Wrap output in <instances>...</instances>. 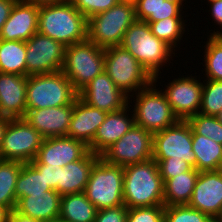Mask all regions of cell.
Segmentation results:
<instances>
[{
    "label": "cell",
    "instance_id": "6da1fadb",
    "mask_svg": "<svg viewBox=\"0 0 222 222\" xmlns=\"http://www.w3.org/2000/svg\"><path fill=\"white\" fill-rule=\"evenodd\" d=\"M38 33L65 47L87 40V18L66 0L39 6Z\"/></svg>",
    "mask_w": 222,
    "mask_h": 222
},
{
    "label": "cell",
    "instance_id": "7a4b0ae2",
    "mask_svg": "<svg viewBox=\"0 0 222 222\" xmlns=\"http://www.w3.org/2000/svg\"><path fill=\"white\" fill-rule=\"evenodd\" d=\"M123 169V200L128 209L164 205V182L153 158Z\"/></svg>",
    "mask_w": 222,
    "mask_h": 222
},
{
    "label": "cell",
    "instance_id": "3957f363",
    "mask_svg": "<svg viewBox=\"0 0 222 222\" xmlns=\"http://www.w3.org/2000/svg\"><path fill=\"white\" fill-rule=\"evenodd\" d=\"M120 46L148 71L154 83L160 78L158 76L162 73V66H166L164 64L169 63L172 54H175L170 46L151 33L148 23L139 20L125 31Z\"/></svg>",
    "mask_w": 222,
    "mask_h": 222
},
{
    "label": "cell",
    "instance_id": "277c9868",
    "mask_svg": "<svg viewBox=\"0 0 222 222\" xmlns=\"http://www.w3.org/2000/svg\"><path fill=\"white\" fill-rule=\"evenodd\" d=\"M133 0H121L112 8L87 19V40L98 47L119 46L125 31L136 21Z\"/></svg>",
    "mask_w": 222,
    "mask_h": 222
},
{
    "label": "cell",
    "instance_id": "5b68a950",
    "mask_svg": "<svg viewBox=\"0 0 222 222\" xmlns=\"http://www.w3.org/2000/svg\"><path fill=\"white\" fill-rule=\"evenodd\" d=\"M78 96L62 71L27 76V110L74 104Z\"/></svg>",
    "mask_w": 222,
    "mask_h": 222
},
{
    "label": "cell",
    "instance_id": "8992f818",
    "mask_svg": "<svg viewBox=\"0 0 222 222\" xmlns=\"http://www.w3.org/2000/svg\"><path fill=\"white\" fill-rule=\"evenodd\" d=\"M104 71L125 95L133 96L153 82V77L126 49L111 46L104 49ZM132 92V93H131ZM132 95H129V94Z\"/></svg>",
    "mask_w": 222,
    "mask_h": 222
},
{
    "label": "cell",
    "instance_id": "52a82bcc",
    "mask_svg": "<svg viewBox=\"0 0 222 222\" xmlns=\"http://www.w3.org/2000/svg\"><path fill=\"white\" fill-rule=\"evenodd\" d=\"M104 48L89 40L65 48L62 72L79 93L91 80L104 71Z\"/></svg>",
    "mask_w": 222,
    "mask_h": 222
},
{
    "label": "cell",
    "instance_id": "ba28073f",
    "mask_svg": "<svg viewBox=\"0 0 222 222\" xmlns=\"http://www.w3.org/2000/svg\"><path fill=\"white\" fill-rule=\"evenodd\" d=\"M123 178V167L99 157L92 167L84 193L97 210L124 205Z\"/></svg>",
    "mask_w": 222,
    "mask_h": 222
},
{
    "label": "cell",
    "instance_id": "9c48e42d",
    "mask_svg": "<svg viewBox=\"0 0 222 222\" xmlns=\"http://www.w3.org/2000/svg\"><path fill=\"white\" fill-rule=\"evenodd\" d=\"M155 88L156 83L152 82L146 88L135 93L134 110L131 112H134L135 124L152 134L160 132L179 121L162 90Z\"/></svg>",
    "mask_w": 222,
    "mask_h": 222
},
{
    "label": "cell",
    "instance_id": "30bf717a",
    "mask_svg": "<svg viewBox=\"0 0 222 222\" xmlns=\"http://www.w3.org/2000/svg\"><path fill=\"white\" fill-rule=\"evenodd\" d=\"M153 134L136 124L100 157L107 163L121 167L152 159Z\"/></svg>",
    "mask_w": 222,
    "mask_h": 222
},
{
    "label": "cell",
    "instance_id": "8fae6325",
    "mask_svg": "<svg viewBox=\"0 0 222 222\" xmlns=\"http://www.w3.org/2000/svg\"><path fill=\"white\" fill-rule=\"evenodd\" d=\"M43 137L24 118L10 119L0 148V159L30 163Z\"/></svg>",
    "mask_w": 222,
    "mask_h": 222
},
{
    "label": "cell",
    "instance_id": "7c38bea8",
    "mask_svg": "<svg viewBox=\"0 0 222 222\" xmlns=\"http://www.w3.org/2000/svg\"><path fill=\"white\" fill-rule=\"evenodd\" d=\"M184 160L195 168V155L192 151V129L187 120H179L176 124L153 134L154 160L167 158Z\"/></svg>",
    "mask_w": 222,
    "mask_h": 222
},
{
    "label": "cell",
    "instance_id": "4fadbf2b",
    "mask_svg": "<svg viewBox=\"0 0 222 222\" xmlns=\"http://www.w3.org/2000/svg\"><path fill=\"white\" fill-rule=\"evenodd\" d=\"M65 48L62 43L35 33L26 41V76L61 71Z\"/></svg>",
    "mask_w": 222,
    "mask_h": 222
},
{
    "label": "cell",
    "instance_id": "5bb4252c",
    "mask_svg": "<svg viewBox=\"0 0 222 222\" xmlns=\"http://www.w3.org/2000/svg\"><path fill=\"white\" fill-rule=\"evenodd\" d=\"M166 88L163 93L179 120H187L199 112L203 83L195 76L175 78Z\"/></svg>",
    "mask_w": 222,
    "mask_h": 222
},
{
    "label": "cell",
    "instance_id": "9a60e30c",
    "mask_svg": "<svg viewBox=\"0 0 222 222\" xmlns=\"http://www.w3.org/2000/svg\"><path fill=\"white\" fill-rule=\"evenodd\" d=\"M78 95L86 104L107 113L122 110L131 102L105 71L91 80Z\"/></svg>",
    "mask_w": 222,
    "mask_h": 222
},
{
    "label": "cell",
    "instance_id": "2e32d148",
    "mask_svg": "<svg viewBox=\"0 0 222 222\" xmlns=\"http://www.w3.org/2000/svg\"><path fill=\"white\" fill-rule=\"evenodd\" d=\"M89 151L82 141L69 136L44 138L36 158L30 164H45L63 168L81 159Z\"/></svg>",
    "mask_w": 222,
    "mask_h": 222
},
{
    "label": "cell",
    "instance_id": "e0dca14e",
    "mask_svg": "<svg viewBox=\"0 0 222 222\" xmlns=\"http://www.w3.org/2000/svg\"><path fill=\"white\" fill-rule=\"evenodd\" d=\"M222 205V169L202 171L196 179L188 206L206 213L213 219Z\"/></svg>",
    "mask_w": 222,
    "mask_h": 222
},
{
    "label": "cell",
    "instance_id": "ac0fdd59",
    "mask_svg": "<svg viewBox=\"0 0 222 222\" xmlns=\"http://www.w3.org/2000/svg\"><path fill=\"white\" fill-rule=\"evenodd\" d=\"M39 6L18 0L4 23L0 39L5 41H28L38 31Z\"/></svg>",
    "mask_w": 222,
    "mask_h": 222
},
{
    "label": "cell",
    "instance_id": "d6986e66",
    "mask_svg": "<svg viewBox=\"0 0 222 222\" xmlns=\"http://www.w3.org/2000/svg\"><path fill=\"white\" fill-rule=\"evenodd\" d=\"M73 104L35 110H26L24 119L43 138L67 136Z\"/></svg>",
    "mask_w": 222,
    "mask_h": 222
},
{
    "label": "cell",
    "instance_id": "ffe728a7",
    "mask_svg": "<svg viewBox=\"0 0 222 222\" xmlns=\"http://www.w3.org/2000/svg\"><path fill=\"white\" fill-rule=\"evenodd\" d=\"M27 76L0 73V115L11 119L26 115Z\"/></svg>",
    "mask_w": 222,
    "mask_h": 222
},
{
    "label": "cell",
    "instance_id": "44dd1931",
    "mask_svg": "<svg viewBox=\"0 0 222 222\" xmlns=\"http://www.w3.org/2000/svg\"><path fill=\"white\" fill-rule=\"evenodd\" d=\"M129 111L130 108L127 105L122 110L107 113L104 122L97 128L94 139L88 146L92 153L100 156L133 127L134 114L129 117Z\"/></svg>",
    "mask_w": 222,
    "mask_h": 222
},
{
    "label": "cell",
    "instance_id": "7402d4cb",
    "mask_svg": "<svg viewBox=\"0 0 222 222\" xmlns=\"http://www.w3.org/2000/svg\"><path fill=\"white\" fill-rule=\"evenodd\" d=\"M107 112L86 104L79 96L74 101L67 136L89 146L97 128L104 122Z\"/></svg>",
    "mask_w": 222,
    "mask_h": 222
},
{
    "label": "cell",
    "instance_id": "603a6c76",
    "mask_svg": "<svg viewBox=\"0 0 222 222\" xmlns=\"http://www.w3.org/2000/svg\"><path fill=\"white\" fill-rule=\"evenodd\" d=\"M99 157L89 150L81 159L70 162L61 168L57 192L61 196L84 192L92 167Z\"/></svg>",
    "mask_w": 222,
    "mask_h": 222
},
{
    "label": "cell",
    "instance_id": "cb8c5ba5",
    "mask_svg": "<svg viewBox=\"0 0 222 222\" xmlns=\"http://www.w3.org/2000/svg\"><path fill=\"white\" fill-rule=\"evenodd\" d=\"M61 195L55 190L22 197L16 205V210L34 219L51 222L59 218Z\"/></svg>",
    "mask_w": 222,
    "mask_h": 222
},
{
    "label": "cell",
    "instance_id": "d4e9b609",
    "mask_svg": "<svg viewBox=\"0 0 222 222\" xmlns=\"http://www.w3.org/2000/svg\"><path fill=\"white\" fill-rule=\"evenodd\" d=\"M136 19L146 23L156 22L181 15L184 0H133Z\"/></svg>",
    "mask_w": 222,
    "mask_h": 222
},
{
    "label": "cell",
    "instance_id": "484cf974",
    "mask_svg": "<svg viewBox=\"0 0 222 222\" xmlns=\"http://www.w3.org/2000/svg\"><path fill=\"white\" fill-rule=\"evenodd\" d=\"M192 151L195 155V169L217 171L222 169V145L209 137L192 134Z\"/></svg>",
    "mask_w": 222,
    "mask_h": 222
},
{
    "label": "cell",
    "instance_id": "4316f807",
    "mask_svg": "<svg viewBox=\"0 0 222 222\" xmlns=\"http://www.w3.org/2000/svg\"><path fill=\"white\" fill-rule=\"evenodd\" d=\"M199 171L192 168L164 182V205H188Z\"/></svg>",
    "mask_w": 222,
    "mask_h": 222
},
{
    "label": "cell",
    "instance_id": "83f0119b",
    "mask_svg": "<svg viewBox=\"0 0 222 222\" xmlns=\"http://www.w3.org/2000/svg\"><path fill=\"white\" fill-rule=\"evenodd\" d=\"M97 208L84 192L61 197L59 219L65 222H94Z\"/></svg>",
    "mask_w": 222,
    "mask_h": 222
},
{
    "label": "cell",
    "instance_id": "f1b7e54d",
    "mask_svg": "<svg viewBox=\"0 0 222 222\" xmlns=\"http://www.w3.org/2000/svg\"><path fill=\"white\" fill-rule=\"evenodd\" d=\"M0 73L26 76V42L0 39Z\"/></svg>",
    "mask_w": 222,
    "mask_h": 222
},
{
    "label": "cell",
    "instance_id": "f546056e",
    "mask_svg": "<svg viewBox=\"0 0 222 222\" xmlns=\"http://www.w3.org/2000/svg\"><path fill=\"white\" fill-rule=\"evenodd\" d=\"M23 163L0 159V205L11 212L16 208L15 187Z\"/></svg>",
    "mask_w": 222,
    "mask_h": 222
},
{
    "label": "cell",
    "instance_id": "4dcf8cb0",
    "mask_svg": "<svg viewBox=\"0 0 222 222\" xmlns=\"http://www.w3.org/2000/svg\"><path fill=\"white\" fill-rule=\"evenodd\" d=\"M51 190L40 174L30 163H23L21 171L17 177L15 194L17 202L22 197L32 194L42 193Z\"/></svg>",
    "mask_w": 222,
    "mask_h": 222
},
{
    "label": "cell",
    "instance_id": "1f68e13d",
    "mask_svg": "<svg viewBox=\"0 0 222 222\" xmlns=\"http://www.w3.org/2000/svg\"><path fill=\"white\" fill-rule=\"evenodd\" d=\"M185 20L182 17H170L148 23L151 33L162 40L174 51L185 33Z\"/></svg>",
    "mask_w": 222,
    "mask_h": 222
},
{
    "label": "cell",
    "instance_id": "d6a6232c",
    "mask_svg": "<svg viewBox=\"0 0 222 222\" xmlns=\"http://www.w3.org/2000/svg\"><path fill=\"white\" fill-rule=\"evenodd\" d=\"M206 42L204 62L206 79L222 81V36H211Z\"/></svg>",
    "mask_w": 222,
    "mask_h": 222
},
{
    "label": "cell",
    "instance_id": "836d02e7",
    "mask_svg": "<svg viewBox=\"0 0 222 222\" xmlns=\"http://www.w3.org/2000/svg\"><path fill=\"white\" fill-rule=\"evenodd\" d=\"M198 113L216 116L222 111V81L204 80Z\"/></svg>",
    "mask_w": 222,
    "mask_h": 222
},
{
    "label": "cell",
    "instance_id": "e575fe53",
    "mask_svg": "<svg viewBox=\"0 0 222 222\" xmlns=\"http://www.w3.org/2000/svg\"><path fill=\"white\" fill-rule=\"evenodd\" d=\"M191 126L192 134H199L209 137L213 141L222 145V123L216 116L197 113L187 119Z\"/></svg>",
    "mask_w": 222,
    "mask_h": 222
},
{
    "label": "cell",
    "instance_id": "d590c367",
    "mask_svg": "<svg viewBox=\"0 0 222 222\" xmlns=\"http://www.w3.org/2000/svg\"><path fill=\"white\" fill-rule=\"evenodd\" d=\"M164 222H214V219L188 205H174L165 206Z\"/></svg>",
    "mask_w": 222,
    "mask_h": 222
},
{
    "label": "cell",
    "instance_id": "8d00e7d4",
    "mask_svg": "<svg viewBox=\"0 0 222 222\" xmlns=\"http://www.w3.org/2000/svg\"><path fill=\"white\" fill-rule=\"evenodd\" d=\"M165 205L128 209L127 222H164Z\"/></svg>",
    "mask_w": 222,
    "mask_h": 222
},
{
    "label": "cell",
    "instance_id": "74e56055",
    "mask_svg": "<svg viewBox=\"0 0 222 222\" xmlns=\"http://www.w3.org/2000/svg\"><path fill=\"white\" fill-rule=\"evenodd\" d=\"M75 8L87 19L97 13L106 11L121 0H70Z\"/></svg>",
    "mask_w": 222,
    "mask_h": 222
},
{
    "label": "cell",
    "instance_id": "f35d334b",
    "mask_svg": "<svg viewBox=\"0 0 222 222\" xmlns=\"http://www.w3.org/2000/svg\"><path fill=\"white\" fill-rule=\"evenodd\" d=\"M155 161L158 164L160 176L163 179V182H165L167 179L175 177L177 174L190 171L193 168L184 160L173 159V157Z\"/></svg>",
    "mask_w": 222,
    "mask_h": 222
},
{
    "label": "cell",
    "instance_id": "ab89813d",
    "mask_svg": "<svg viewBox=\"0 0 222 222\" xmlns=\"http://www.w3.org/2000/svg\"><path fill=\"white\" fill-rule=\"evenodd\" d=\"M128 208L125 205L97 210L94 222H127Z\"/></svg>",
    "mask_w": 222,
    "mask_h": 222
},
{
    "label": "cell",
    "instance_id": "60d3db41",
    "mask_svg": "<svg viewBox=\"0 0 222 222\" xmlns=\"http://www.w3.org/2000/svg\"><path fill=\"white\" fill-rule=\"evenodd\" d=\"M40 174L43 175L48 186L57 192V184L60 182L61 167L45 164H31Z\"/></svg>",
    "mask_w": 222,
    "mask_h": 222
},
{
    "label": "cell",
    "instance_id": "b9f144b4",
    "mask_svg": "<svg viewBox=\"0 0 222 222\" xmlns=\"http://www.w3.org/2000/svg\"><path fill=\"white\" fill-rule=\"evenodd\" d=\"M210 12H211V16L214 19V23L216 22L217 25H220L222 28V0H216V1H212L210 2ZM211 36H222V31H213L212 33H210Z\"/></svg>",
    "mask_w": 222,
    "mask_h": 222
},
{
    "label": "cell",
    "instance_id": "7bdbcfd3",
    "mask_svg": "<svg viewBox=\"0 0 222 222\" xmlns=\"http://www.w3.org/2000/svg\"><path fill=\"white\" fill-rule=\"evenodd\" d=\"M18 0H0V33L4 23L7 21L10 16L11 10L14 4Z\"/></svg>",
    "mask_w": 222,
    "mask_h": 222
},
{
    "label": "cell",
    "instance_id": "ee69618b",
    "mask_svg": "<svg viewBox=\"0 0 222 222\" xmlns=\"http://www.w3.org/2000/svg\"><path fill=\"white\" fill-rule=\"evenodd\" d=\"M8 222H46V221L31 218L22 213H19L16 209H14L10 213Z\"/></svg>",
    "mask_w": 222,
    "mask_h": 222
},
{
    "label": "cell",
    "instance_id": "f6af8a7d",
    "mask_svg": "<svg viewBox=\"0 0 222 222\" xmlns=\"http://www.w3.org/2000/svg\"><path fill=\"white\" fill-rule=\"evenodd\" d=\"M10 119H11L10 117L0 115V148H1L3 137H4V134L9 124Z\"/></svg>",
    "mask_w": 222,
    "mask_h": 222
},
{
    "label": "cell",
    "instance_id": "bcb514c9",
    "mask_svg": "<svg viewBox=\"0 0 222 222\" xmlns=\"http://www.w3.org/2000/svg\"><path fill=\"white\" fill-rule=\"evenodd\" d=\"M28 3H32L38 6H42V5H48V4H57V3H61L64 2L66 0H25Z\"/></svg>",
    "mask_w": 222,
    "mask_h": 222
},
{
    "label": "cell",
    "instance_id": "7dc6e473",
    "mask_svg": "<svg viewBox=\"0 0 222 222\" xmlns=\"http://www.w3.org/2000/svg\"><path fill=\"white\" fill-rule=\"evenodd\" d=\"M11 211L0 205V222H8Z\"/></svg>",
    "mask_w": 222,
    "mask_h": 222
},
{
    "label": "cell",
    "instance_id": "c3c4849f",
    "mask_svg": "<svg viewBox=\"0 0 222 222\" xmlns=\"http://www.w3.org/2000/svg\"><path fill=\"white\" fill-rule=\"evenodd\" d=\"M214 222H222V205L220 208L219 213L217 214V216L214 218Z\"/></svg>",
    "mask_w": 222,
    "mask_h": 222
},
{
    "label": "cell",
    "instance_id": "681fc988",
    "mask_svg": "<svg viewBox=\"0 0 222 222\" xmlns=\"http://www.w3.org/2000/svg\"><path fill=\"white\" fill-rule=\"evenodd\" d=\"M216 117L222 123V111Z\"/></svg>",
    "mask_w": 222,
    "mask_h": 222
},
{
    "label": "cell",
    "instance_id": "f907efd6",
    "mask_svg": "<svg viewBox=\"0 0 222 222\" xmlns=\"http://www.w3.org/2000/svg\"><path fill=\"white\" fill-rule=\"evenodd\" d=\"M51 222H65V221H63V220H61V219H55V220H53V221H51Z\"/></svg>",
    "mask_w": 222,
    "mask_h": 222
}]
</instances>
